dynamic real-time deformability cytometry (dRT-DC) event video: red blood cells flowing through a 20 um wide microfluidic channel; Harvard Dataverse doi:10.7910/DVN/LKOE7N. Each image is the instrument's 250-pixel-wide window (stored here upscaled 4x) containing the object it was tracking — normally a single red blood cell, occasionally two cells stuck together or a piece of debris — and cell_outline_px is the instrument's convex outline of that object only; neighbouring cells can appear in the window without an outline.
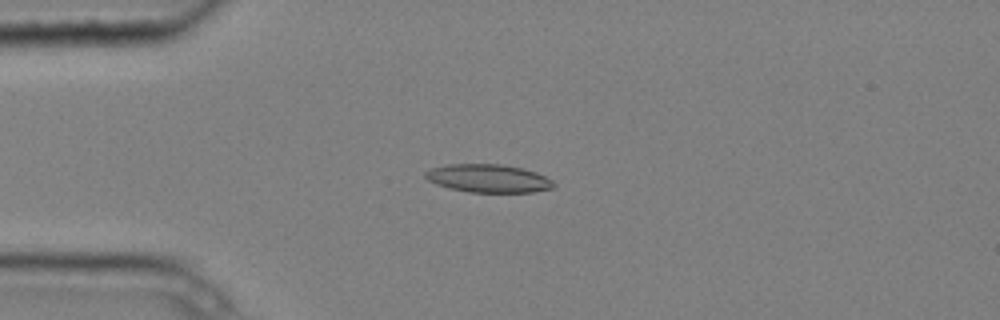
{"species": "common noctule bat (a hibernating species)", "species_latin": "Nyctalus noctula", "temperature_condition": "cold", "stored_images_in_passage": 4, "camera_frame_rate_fps": 3000, "um_per_image_px": 0.085, "animal": {"sex": "male", "body_mass_g": 20.4}, "frame": {"image": 1, "passage_image": 4, "time_ms": 1.0, "image_size_px": [1000, 320], "cell_outline_px": [[556, 188], [532, 192], [468, 192], [448, 188], [436, 184], [428, 180], [424, 176], [424, 172], [432, 168], [448, 164], [504, 164], [524, 168], [536, 172], [552, 180], [556, 184]], "centroid_in_image_um": [41.53, 15.16], "position_along_channel_um": 43.5, "area_um2": 21.27}}